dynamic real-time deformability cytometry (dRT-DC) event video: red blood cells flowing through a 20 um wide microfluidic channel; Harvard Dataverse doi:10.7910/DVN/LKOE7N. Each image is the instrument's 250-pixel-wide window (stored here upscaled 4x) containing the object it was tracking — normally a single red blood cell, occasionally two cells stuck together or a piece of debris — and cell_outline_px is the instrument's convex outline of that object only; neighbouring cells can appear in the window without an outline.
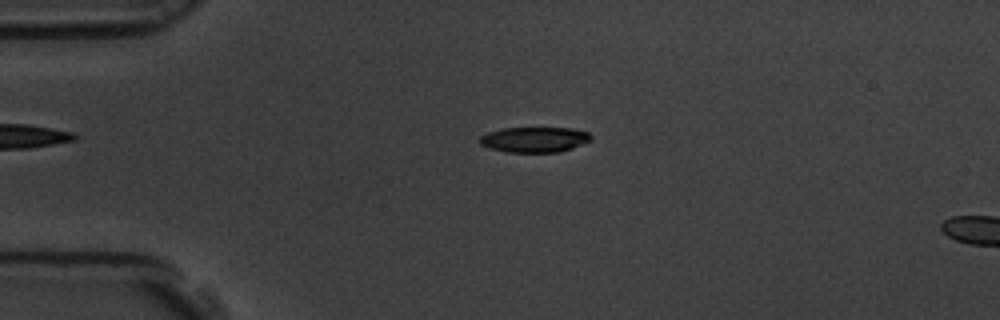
{"species": "common noctule bat (a hibernating species)", "species_latin": "Nyctalus noctula", "temperature_condition": "room temperature", "stored_images_in_passage": 9, "camera_frame_rate_fps": 3000, "um_per_image_px": 0.085, "animal": {"sex": "male", "body_mass_g": 19.5, "forearm_length_mm": 54.6}, "frame": {"image": 1, "passage_image": 6, "time_ms": 1.667, "image_size_px": [1000, 320], "cell_outline_px": [[592, 140], [572, 148], [560, 152], [508, 152], [488, 148], [480, 144], [480, 136], [488, 132], [504, 128], [572, 128], [588, 132], [592, 136]], "centroid_in_image_um": [45.44, 11.86], "position_along_channel_um": 39.6, "area_um2": 16.47}}